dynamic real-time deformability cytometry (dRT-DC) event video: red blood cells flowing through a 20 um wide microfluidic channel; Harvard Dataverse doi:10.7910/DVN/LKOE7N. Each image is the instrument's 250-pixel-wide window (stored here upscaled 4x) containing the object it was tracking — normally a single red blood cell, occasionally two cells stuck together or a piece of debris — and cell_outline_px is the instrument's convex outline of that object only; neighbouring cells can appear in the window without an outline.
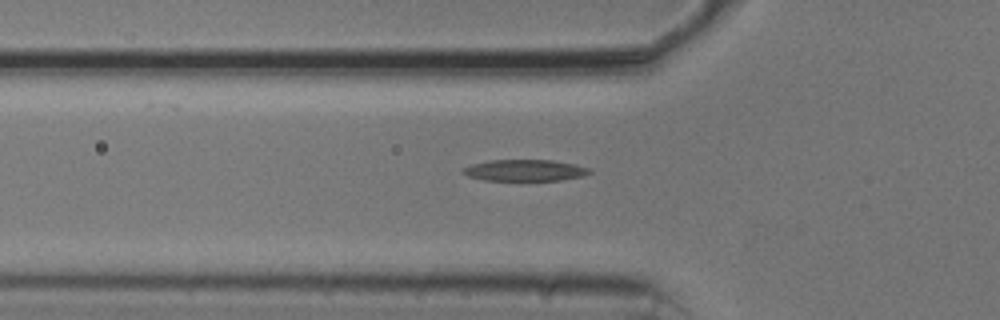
{"species": "common noctule bat (a hibernating species)", "species_latin": "Nyctalus noctula", "temperature_condition": "cold", "stored_images_in_passage": 45, "camera_frame_rate_fps": 3000, "um_per_image_px": 0.085, "animal": {"sex": "male", "body_mass_g": 20.5, "forearm_length_mm": 52.5}, "frame": {"image": 1, "passage_image": 14, "time_ms": 4.333, "image_size_px": [1000, 320], "cell_outline_px": [[592, 172], [580, 176], [560, 180], [484, 180], [468, 176], [460, 172], [464, 168], [472, 164], [492, 160], [552, 160], [576, 164], [588, 168]], "centroid_in_image_um": [44.59, 14.47], "position_along_channel_um": 81.2, "area_um2": 15.61}}
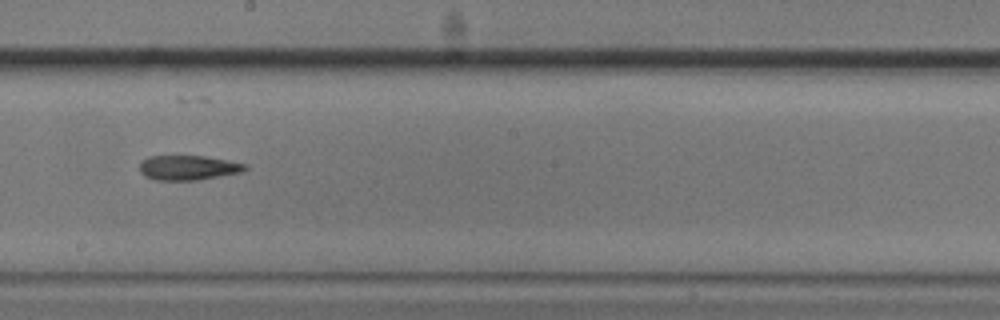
{"frame": {"image": 2, "passage_image": 26, "time_ms": 8.333, "image_size_px": [1000, 320], "cell_outline_px": [[248, 168], [244, 172], [196, 180], [156, 180], [144, 176], [140, 172], [140, 160], [148, 156], [204, 156], [248, 164]], "centroid_in_image_um": [15.99, 14.25], "position_along_channel_um": 232.2, "area_um2": 15.32}}
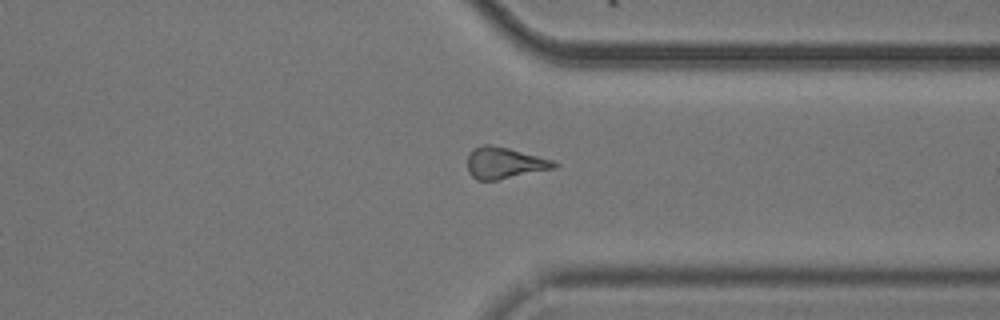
{"frame": {"image": 3, "passage_image": 37, "time_ms": 12.0, "image_size_px": [1000, 320], "cell_outline_px": [[560, 164], [556, 168], [496, 180], [476, 180], [468, 172], [468, 152], [472, 148], [484, 144], [488, 144], [508, 148], [552, 160]], "centroid_in_image_um": [42.85, 13.85], "position_along_channel_um": 368.5, "area_um2": 15.84}}